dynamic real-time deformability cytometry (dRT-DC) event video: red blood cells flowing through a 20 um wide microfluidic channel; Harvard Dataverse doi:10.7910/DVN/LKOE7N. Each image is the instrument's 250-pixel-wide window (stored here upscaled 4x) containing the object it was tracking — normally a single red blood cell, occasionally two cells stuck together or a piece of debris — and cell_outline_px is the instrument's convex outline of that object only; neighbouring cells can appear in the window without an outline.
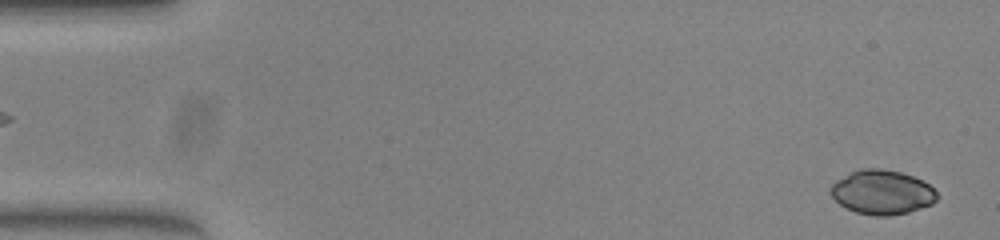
{"species": "common noctule bat (a hibernating species)", "species_latin": "Nyctalus noctula", "temperature_condition": "warm", "stored_images_in_passage": 51, "camera_frame_rate_fps": 3000, "um_per_image_px": 0.085, "animal": {"sex": "female", "body_mass_g": 23.0, "forearm_length_mm": 53.4}, "frame": {"image": 1, "passage_image": 2, "time_ms": 0.333, "image_size_px": [1000, 240], "cell_outline_px": [[936, 200], [932, 204], [908, 212], [888, 216], [876, 216], [856, 212], [844, 208], [832, 196], [832, 184], [836, 180], [860, 168], [880, 168], [900, 172], [912, 176], [928, 184], [936, 192]], "centroid_in_image_um": [74.96, 16.34], "position_along_channel_um": 10.0, "area_um2": 27.17}}
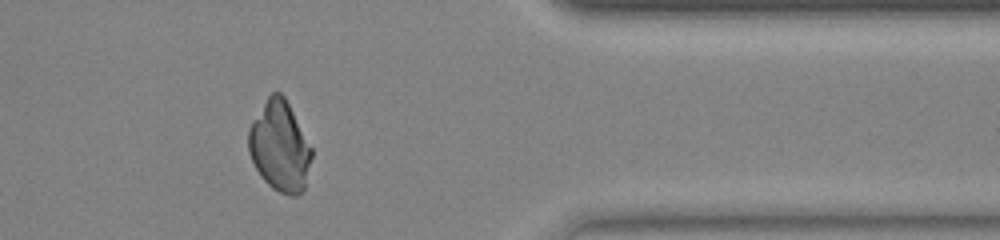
{"frame": {"image": 2, "passage_image": 42, "time_ms": 13.667, "image_size_px": [1000, 240], "cell_outline_px": [[312, 156], [304, 188], [296, 196], [292, 196], [280, 192], [272, 188], [260, 176], [248, 152], [248, 128], [268, 96], [272, 92], [280, 92], [284, 96], [312, 148]], "centroid_in_image_um": [23.76, 12.45], "position_along_channel_um": 387.6, "area_um2": 32.89}}
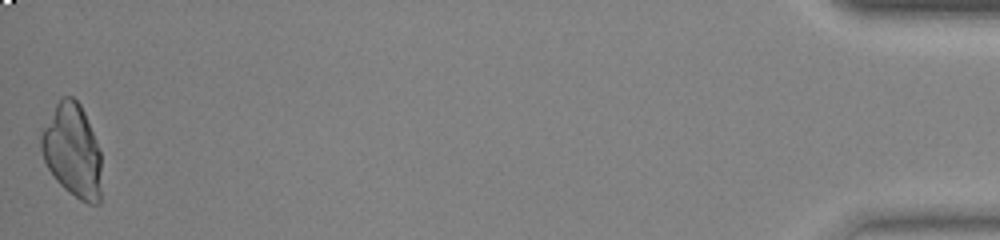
{"frame": {"image": 3, "passage_image": 51, "time_ms": 16.667, "image_size_px": [1000, 240], "cell_outline_px": [[100, 204], [88, 204], [80, 200], [68, 192], [56, 180], [48, 168], [44, 160], [40, 148], [40, 136], [56, 104], [64, 96], [72, 96], [80, 104], [84, 112], [100, 152]], "centroid_in_image_um": [6.15, 12.84], "position_along_channel_um": 429.1, "area_um2": 32.37}}